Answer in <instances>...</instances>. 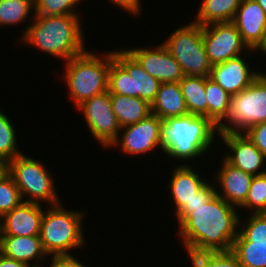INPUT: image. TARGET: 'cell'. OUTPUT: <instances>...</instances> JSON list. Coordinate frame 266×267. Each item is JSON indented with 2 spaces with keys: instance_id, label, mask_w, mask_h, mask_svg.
Masks as SVG:
<instances>
[{
  "instance_id": "obj_1",
  "label": "cell",
  "mask_w": 266,
  "mask_h": 267,
  "mask_svg": "<svg viewBox=\"0 0 266 267\" xmlns=\"http://www.w3.org/2000/svg\"><path fill=\"white\" fill-rule=\"evenodd\" d=\"M235 206L215 194L196 208H182L177 214L179 234L187 251H230L240 224Z\"/></svg>"
},
{
  "instance_id": "obj_17",
  "label": "cell",
  "mask_w": 266,
  "mask_h": 267,
  "mask_svg": "<svg viewBox=\"0 0 266 267\" xmlns=\"http://www.w3.org/2000/svg\"><path fill=\"white\" fill-rule=\"evenodd\" d=\"M260 73L250 70L241 56L212 65L211 78L229 95L233 96L247 88Z\"/></svg>"
},
{
  "instance_id": "obj_20",
  "label": "cell",
  "mask_w": 266,
  "mask_h": 267,
  "mask_svg": "<svg viewBox=\"0 0 266 267\" xmlns=\"http://www.w3.org/2000/svg\"><path fill=\"white\" fill-rule=\"evenodd\" d=\"M170 180V189L176 205V214L189 204L196 193L207 183L188 165L175 167Z\"/></svg>"
},
{
  "instance_id": "obj_33",
  "label": "cell",
  "mask_w": 266,
  "mask_h": 267,
  "mask_svg": "<svg viewBox=\"0 0 266 267\" xmlns=\"http://www.w3.org/2000/svg\"><path fill=\"white\" fill-rule=\"evenodd\" d=\"M80 1L81 0H34V15L54 16L77 14V12H74V5H77Z\"/></svg>"
},
{
  "instance_id": "obj_9",
  "label": "cell",
  "mask_w": 266,
  "mask_h": 267,
  "mask_svg": "<svg viewBox=\"0 0 266 267\" xmlns=\"http://www.w3.org/2000/svg\"><path fill=\"white\" fill-rule=\"evenodd\" d=\"M9 174L19 188L22 199L26 194L30 198L24 202L37 203L43 200L52 206L59 204L51 173L35 159L20 154L9 161ZM39 201V202H38Z\"/></svg>"
},
{
  "instance_id": "obj_19",
  "label": "cell",
  "mask_w": 266,
  "mask_h": 267,
  "mask_svg": "<svg viewBox=\"0 0 266 267\" xmlns=\"http://www.w3.org/2000/svg\"><path fill=\"white\" fill-rule=\"evenodd\" d=\"M0 252L11 259L31 265V260L45 259V252L39 235H0ZM44 256V257H43ZM30 261V262H29Z\"/></svg>"
},
{
  "instance_id": "obj_38",
  "label": "cell",
  "mask_w": 266,
  "mask_h": 267,
  "mask_svg": "<svg viewBox=\"0 0 266 267\" xmlns=\"http://www.w3.org/2000/svg\"><path fill=\"white\" fill-rule=\"evenodd\" d=\"M0 267H31L30 265L4 256L0 252Z\"/></svg>"
},
{
  "instance_id": "obj_18",
  "label": "cell",
  "mask_w": 266,
  "mask_h": 267,
  "mask_svg": "<svg viewBox=\"0 0 266 267\" xmlns=\"http://www.w3.org/2000/svg\"><path fill=\"white\" fill-rule=\"evenodd\" d=\"M223 160L222 168L216 179H218L217 181L223 188L224 194H220L217 191L216 194L229 204L240 207L247 198L253 176L232 166L225 159Z\"/></svg>"
},
{
  "instance_id": "obj_10",
  "label": "cell",
  "mask_w": 266,
  "mask_h": 267,
  "mask_svg": "<svg viewBox=\"0 0 266 267\" xmlns=\"http://www.w3.org/2000/svg\"><path fill=\"white\" fill-rule=\"evenodd\" d=\"M78 109L84 113L89 130L100 144L109 147L119 138L121 126L112 110L108 91L86 100Z\"/></svg>"
},
{
  "instance_id": "obj_36",
  "label": "cell",
  "mask_w": 266,
  "mask_h": 267,
  "mask_svg": "<svg viewBox=\"0 0 266 267\" xmlns=\"http://www.w3.org/2000/svg\"><path fill=\"white\" fill-rule=\"evenodd\" d=\"M52 264L49 267H85L76 258L69 255L52 256Z\"/></svg>"
},
{
  "instance_id": "obj_13",
  "label": "cell",
  "mask_w": 266,
  "mask_h": 267,
  "mask_svg": "<svg viewBox=\"0 0 266 267\" xmlns=\"http://www.w3.org/2000/svg\"><path fill=\"white\" fill-rule=\"evenodd\" d=\"M126 51L146 72L161 83L180 82L184 77L181 65L163 44L155 49L132 48Z\"/></svg>"
},
{
  "instance_id": "obj_34",
  "label": "cell",
  "mask_w": 266,
  "mask_h": 267,
  "mask_svg": "<svg viewBox=\"0 0 266 267\" xmlns=\"http://www.w3.org/2000/svg\"><path fill=\"white\" fill-rule=\"evenodd\" d=\"M266 157V121L253 125L244 133Z\"/></svg>"
},
{
  "instance_id": "obj_28",
  "label": "cell",
  "mask_w": 266,
  "mask_h": 267,
  "mask_svg": "<svg viewBox=\"0 0 266 267\" xmlns=\"http://www.w3.org/2000/svg\"><path fill=\"white\" fill-rule=\"evenodd\" d=\"M34 0H2L0 2V25L20 23L27 19Z\"/></svg>"
},
{
  "instance_id": "obj_22",
  "label": "cell",
  "mask_w": 266,
  "mask_h": 267,
  "mask_svg": "<svg viewBox=\"0 0 266 267\" xmlns=\"http://www.w3.org/2000/svg\"><path fill=\"white\" fill-rule=\"evenodd\" d=\"M110 101L121 128L138 123L151 114V104L139 97L110 94Z\"/></svg>"
},
{
  "instance_id": "obj_2",
  "label": "cell",
  "mask_w": 266,
  "mask_h": 267,
  "mask_svg": "<svg viewBox=\"0 0 266 267\" xmlns=\"http://www.w3.org/2000/svg\"><path fill=\"white\" fill-rule=\"evenodd\" d=\"M34 16L33 24L24 31L22 42L66 61L87 51L78 14Z\"/></svg>"
},
{
  "instance_id": "obj_21",
  "label": "cell",
  "mask_w": 266,
  "mask_h": 267,
  "mask_svg": "<svg viewBox=\"0 0 266 267\" xmlns=\"http://www.w3.org/2000/svg\"><path fill=\"white\" fill-rule=\"evenodd\" d=\"M151 113L163 121L169 117H183L189 114L179 82L161 83L151 104Z\"/></svg>"
},
{
  "instance_id": "obj_24",
  "label": "cell",
  "mask_w": 266,
  "mask_h": 267,
  "mask_svg": "<svg viewBox=\"0 0 266 267\" xmlns=\"http://www.w3.org/2000/svg\"><path fill=\"white\" fill-rule=\"evenodd\" d=\"M188 113L208 117L205 77L184 76L179 82Z\"/></svg>"
},
{
  "instance_id": "obj_6",
  "label": "cell",
  "mask_w": 266,
  "mask_h": 267,
  "mask_svg": "<svg viewBox=\"0 0 266 267\" xmlns=\"http://www.w3.org/2000/svg\"><path fill=\"white\" fill-rule=\"evenodd\" d=\"M62 205H51L41 221L40 239L47 254L69 255V249L84 245L82 212L66 211Z\"/></svg>"
},
{
  "instance_id": "obj_15",
  "label": "cell",
  "mask_w": 266,
  "mask_h": 267,
  "mask_svg": "<svg viewBox=\"0 0 266 267\" xmlns=\"http://www.w3.org/2000/svg\"><path fill=\"white\" fill-rule=\"evenodd\" d=\"M220 137L226 146L233 151L232 155L228 154L224 157L229 164L252 176L266 173L264 168L266 157L244 133H228L220 135ZM261 167L264 169L260 172Z\"/></svg>"
},
{
  "instance_id": "obj_29",
  "label": "cell",
  "mask_w": 266,
  "mask_h": 267,
  "mask_svg": "<svg viewBox=\"0 0 266 267\" xmlns=\"http://www.w3.org/2000/svg\"><path fill=\"white\" fill-rule=\"evenodd\" d=\"M234 240H249L253 244L266 245V214L252 213Z\"/></svg>"
},
{
  "instance_id": "obj_7",
  "label": "cell",
  "mask_w": 266,
  "mask_h": 267,
  "mask_svg": "<svg viewBox=\"0 0 266 267\" xmlns=\"http://www.w3.org/2000/svg\"><path fill=\"white\" fill-rule=\"evenodd\" d=\"M225 118L231 126L221 122L217 126L219 135L245 132L251 126L266 121V74L260 73L247 88L231 96Z\"/></svg>"
},
{
  "instance_id": "obj_4",
  "label": "cell",
  "mask_w": 266,
  "mask_h": 267,
  "mask_svg": "<svg viewBox=\"0 0 266 267\" xmlns=\"http://www.w3.org/2000/svg\"><path fill=\"white\" fill-rule=\"evenodd\" d=\"M65 63L69 96L75 101L77 107L93 96L108 91L111 52L107 53L102 60V57H98L97 54L86 51Z\"/></svg>"
},
{
  "instance_id": "obj_23",
  "label": "cell",
  "mask_w": 266,
  "mask_h": 267,
  "mask_svg": "<svg viewBox=\"0 0 266 267\" xmlns=\"http://www.w3.org/2000/svg\"><path fill=\"white\" fill-rule=\"evenodd\" d=\"M242 0H203L195 23L205 26L212 23L232 22Z\"/></svg>"
},
{
  "instance_id": "obj_41",
  "label": "cell",
  "mask_w": 266,
  "mask_h": 267,
  "mask_svg": "<svg viewBox=\"0 0 266 267\" xmlns=\"http://www.w3.org/2000/svg\"><path fill=\"white\" fill-rule=\"evenodd\" d=\"M261 51H263L264 54H266V45L261 49Z\"/></svg>"
},
{
  "instance_id": "obj_37",
  "label": "cell",
  "mask_w": 266,
  "mask_h": 267,
  "mask_svg": "<svg viewBox=\"0 0 266 267\" xmlns=\"http://www.w3.org/2000/svg\"><path fill=\"white\" fill-rule=\"evenodd\" d=\"M110 2H113V4L118 5V7H122L125 11H128V13H132L134 15L141 14L140 0H111Z\"/></svg>"
},
{
  "instance_id": "obj_42",
  "label": "cell",
  "mask_w": 266,
  "mask_h": 267,
  "mask_svg": "<svg viewBox=\"0 0 266 267\" xmlns=\"http://www.w3.org/2000/svg\"><path fill=\"white\" fill-rule=\"evenodd\" d=\"M37 264V265H36ZM34 264L33 266L31 265V267H42V266H39L38 263Z\"/></svg>"
},
{
  "instance_id": "obj_16",
  "label": "cell",
  "mask_w": 266,
  "mask_h": 267,
  "mask_svg": "<svg viewBox=\"0 0 266 267\" xmlns=\"http://www.w3.org/2000/svg\"><path fill=\"white\" fill-rule=\"evenodd\" d=\"M44 211L37 203L22 202L0 220V235L35 236L40 234Z\"/></svg>"
},
{
  "instance_id": "obj_11",
  "label": "cell",
  "mask_w": 266,
  "mask_h": 267,
  "mask_svg": "<svg viewBox=\"0 0 266 267\" xmlns=\"http://www.w3.org/2000/svg\"><path fill=\"white\" fill-rule=\"evenodd\" d=\"M202 37L206 54L212 65L236 58L243 54L241 53L243 47L248 48L233 22L202 26Z\"/></svg>"
},
{
  "instance_id": "obj_35",
  "label": "cell",
  "mask_w": 266,
  "mask_h": 267,
  "mask_svg": "<svg viewBox=\"0 0 266 267\" xmlns=\"http://www.w3.org/2000/svg\"><path fill=\"white\" fill-rule=\"evenodd\" d=\"M216 194V189H214L211 184L206 183L197 193L195 198L186 204L183 208H196L200 205L207 203Z\"/></svg>"
},
{
  "instance_id": "obj_27",
  "label": "cell",
  "mask_w": 266,
  "mask_h": 267,
  "mask_svg": "<svg viewBox=\"0 0 266 267\" xmlns=\"http://www.w3.org/2000/svg\"><path fill=\"white\" fill-rule=\"evenodd\" d=\"M193 267H242L236 254L230 251H187Z\"/></svg>"
},
{
  "instance_id": "obj_5",
  "label": "cell",
  "mask_w": 266,
  "mask_h": 267,
  "mask_svg": "<svg viewBox=\"0 0 266 267\" xmlns=\"http://www.w3.org/2000/svg\"><path fill=\"white\" fill-rule=\"evenodd\" d=\"M161 82L146 72L126 51L111 52L108 92L139 97L152 104Z\"/></svg>"
},
{
  "instance_id": "obj_30",
  "label": "cell",
  "mask_w": 266,
  "mask_h": 267,
  "mask_svg": "<svg viewBox=\"0 0 266 267\" xmlns=\"http://www.w3.org/2000/svg\"><path fill=\"white\" fill-rule=\"evenodd\" d=\"M241 207L250 208L252 213L266 212V173L253 176L247 198Z\"/></svg>"
},
{
  "instance_id": "obj_40",
  "label": "cell",
  "mask_w": 266,
  "mask_h": 267,
  "mask_svg": "<svg viewBox=\"0 0 266 267\" xmlns=\"http://www.w3.org/2000/svg\"><path fill=\"white\" fill-rule=\"evenodd\" d=\"M256 2L264 9L266 12V0H256Z\"/></svg>"
},
{
  "instance_id": "obj_26",
  "label": "cell",
  "mask_w": 266,
  "mask_h": 267,
  "mask_svg": "<svg viewBox=\"0 0 266 267\" xmlns=\"http://www.w3.org/2000/svg\"><path fill=\"white\" fill-rule=\"evenodd\" d=\"M232 251L242 267H266V245L249 240H234Z\"/></svg>"
},
{
  "instance_id": "obj_32",
  "label": "cell",
  "mask_w": 266,
  "mask_h": 267,
  "mask_svg": "<svg viewBox=\"0 0 266 267\" xmlns=\"http://www.w3.org/2000/svg\"><path fill=\"white\" fill-rule=\"evenodd\" d=\"M23 202L19 188L8 173L0 180V219Z\"/></svg>"
},
{
  "instance_id": "obj_25",
  "label": "cell",
  "mask_w": 266,
  "mask_h": 267,
  "mask_svg": "<svg viewBox=\"0 0 266 267\" xmlns=\"http://www.w3.org/2000/svg\"><path fill=\"white\" fill-rule=\"evenodd\" d=\"M205 94L208 103V118L218 126L227 116L231 95L209 77H205Z\"/></svg>"
},
{
  "instance_id": "obj_39",
  "label": "cell",
  "mask_w": 266,
  "mask_h": 267,
  "mask_svg": "<svg viewBox=\"0 0 266 267\" xmlns=\"http://www.w3.org/2000/svg\"><path fill=\"white\" fill-rule=\"evenodd\" d=\"M9 173V162L0 158V180Z\"/></svg>"
},
{
  "instance_id": "obj_31",
  "label": "cell",
  "mask_w": 266,
  "mask_h": 267,
  "mask_svg": "<svg viewBox=\"0 0 266 267\" xmlns=\"http://www.w3.org/2000/svg\"><path fill=\"white\" fill-rule=\"evenodd\" d=\"M16 134L9 118L0 111V158L8 162L22 154L17 151Z\"/></svg>"
},
{
  "instance_id": "obj_12",
  "label": "cell",
  "mask_w": 266,
  "mask_h": 267,
  "mask_svg": "<svg viewBox=\"0 0 266 267\" xmlns=\"http://www.w3.org/2000/svg\"><path fill=\"white\" fill-rule=\"evenodd\" d=\"M162 124L163 120L151 113L138 123L121 128V131L124 130L122 137L119 138L120 140L116 139L111 146L119 144L126 154L134 155L149 152L157 146H160L163 151Z\"/></svg>"
},
{
  "instance_id": "obj_14",
  "label": "cell",
  "mask_w": 266,
  "mask_h": 267,
  "mask_svg": "<svg viewBox=\"0 0 266 267\" xmlns=\"http://www.w3.org/2000/svg\"><path fill=\"white\" fill-rule=\"evenodd\" d=\"M251 51L266 45V12L256 0H242L232 21Z\"/></svg>"
},
{
  "instance_id": "obj_8",
  "label": "cell",
  "mask_w": 266,
  "mask_h": 267,
  "mask_svg": "<svg viewBox=\"0 0 266 267\" xmlns=\"http://www.w3.org/2000/svg\"><path fill=\"white\" fill-rule=\"evenodd\" d=\"M162 44L181 65L184 76H210L212 64L206 54L200 24L192 22L177 29Z\"/></svg>"
},
{
  "instance_id": "obj_3",
  "label": "cell",
  "mask_w": 266,
  "mask_h": 267,
  "mask_svg": "<svg viewBox=\"0 0 266 267\" xmlns=\"http://www.w3.org/2000/svg\"><path fill=\"white\" fill-rule=\"evenodd\" d=\"M217 126L205 116L188 114L163 121V151L177 159H193L211 147Z\"/></svg>"
}]
</instances>
